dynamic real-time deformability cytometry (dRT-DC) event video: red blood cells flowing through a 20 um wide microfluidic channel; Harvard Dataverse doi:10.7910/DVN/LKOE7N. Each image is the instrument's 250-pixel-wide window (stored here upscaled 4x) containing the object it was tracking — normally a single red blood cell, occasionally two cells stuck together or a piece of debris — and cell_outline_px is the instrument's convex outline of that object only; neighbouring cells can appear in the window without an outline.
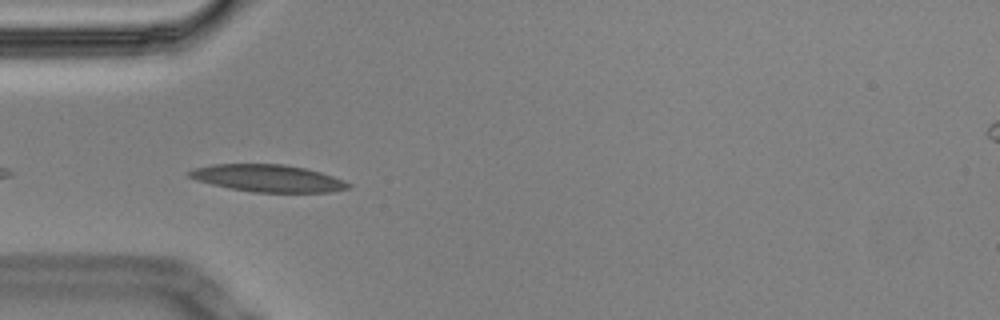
{"species": "Egyptian fruit bat (a non-hibernating species)", "species_latin": "Rousettus aegyptiacus", "temperature_condition": "cold", "stored_images_in_passage": 6, "camera_frame_rate_fps": 3000, "um_per_image_px": 0.085, "animal": {"sex": "male"}, "frame": {"image": 1, "passage_image": 3, "time_ms": 0.667, "image_size_px": [1000, 320], "cell_outline_px": [[352, 184], [348, 188], [328, 192], [252, 192], [212, 184], [196, 180], [188, 176], [188, 172], [192, 168], [212, 164], [284, 164], [304, 168], [320, 172], [332, 176]], "centroid_in_image_um": [22.74, 15.14], "position_along_channel_um": 62.3, "area_um2": 24.97}}